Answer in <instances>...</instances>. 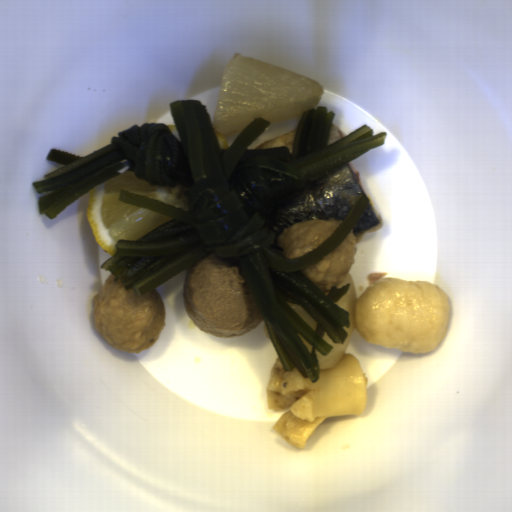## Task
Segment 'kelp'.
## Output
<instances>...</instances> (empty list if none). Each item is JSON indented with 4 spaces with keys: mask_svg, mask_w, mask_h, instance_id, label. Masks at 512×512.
<instances>
[{
    "mask_svg": "<svg viewBox=\"0 0 512 512\" xmlns=\"http://www.w3.org/2000/svg\"><path fill=\"white\" fill-rule=\"evenodd\" d=\"M178 140L168 124L137 123L111 137V144L76 156L49 149L45 160L66 165L31 182L38 215L50 220L91 189L118 176L124 161L152 186L186 187L190 210L122 190L118 201L171 218L137 240H118L115 254L100 265L115 283L143 296L213 252L241 269L285 372L295 369L319 380L317 352L344 343L350 316L337 302L351 284L328 295L300 270L325 258L353 229L369 200L363 192L335 230L309 253L287 258L275 248L268 221L279 202L309 188L347 162L385 144L387 131L366 124L328 145L337 115L326 106L306 110L292 152L284 145L248 150L273 123L257 117L221 149L207 104L197 99L169 103Z\"/></svg>",
    "mask_w": 512,
    "mask_h": 512,
    "instance_id": "1",
    "label": "kelp"
}]
</instances>
